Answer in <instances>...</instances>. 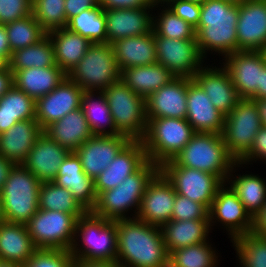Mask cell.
<instances>
[{
  "label": "cell",
  "instance_id": "25",
  "mask_svg": "<svg viewBox=\"0 0 266 267\" xmlns=\"http://www.w3.org/2000/svg\"><path fill=\"white\" fill-rule=\"evenodd\" d=\"M151 7L104 10L107 43L127 37L153 32V17L147 13Z\"/></svg>",
  "mask_w": 266,
  "mask_h": 267
},
{
  "label": "cell",
  "instance_id": "34",
  "mask_svg": "<svg viewBox=\"0 0 266 267\" xmlns=\"http://www.w3.org/2000/svg\"><path fill=\"white\" fill-rule=\"evenodd\" d=\"M174 78L175 76L159 63L125 68L120 74V79L145 99Z\"/></svg>",
  "mask_w": 266,
  "mask_h": 267
},
{
  "label": "cell",
  "instance_id": "57",
  "mask_svg": "<svg viewBox=\"0 0 266 267\" xmlns=\"http://www.w3.org/2000/svg\"><path fill=\"white\" fill-rule=\"evenodd\" d=\"M14 164L0 155V192Z\"/></svg>",
  "mask_w": 266,
  "mask_h": 267
},
{
  "label": "cell",
  "instance_id": "39",
  "mask_svg": "<svg viewBox=\"0 0 266 267\" xmlns=\"http://www.w3.org/2000/svg\"><path fill=\"white\" fill-rule=\"evenodd\" d=\"M39 209L84 215L87 211L74 198L72 193L56 183L43 182L39 189Z\"/></svg>",
  "mask_w": 266,
  "mask_h": 267
},
{
  "label": "cell",
  "instance_id": "6",
  "mask_svg": "<svg viewBox=\"0 0 266 267\" xmlns=\"http://www.w3.org/2000/svg\"><path fill=\"white\" fill-rule=\"evenodd\" d=\"M80 232L85 247L78 249L73 242L70 253L74 260L115 262L117 258L116 220H108L87 211L79 217L75 235ZM84 248V249H83Z\"/></svg>",
  "mask_w": 266,
  "mask_h": 267
},
{
  "label": "cell",
  "instance_id": "61",
  "mask_svg": "<svg viewBox=\"0 0 266 267\" xmlns=\"http://www.w3.org/2000/svg\"><path fill=\"white\" fill-rule=\"evenodd\" d=\"M8 66V62L0 56V70L5 69Z\"/></svg>",
  "mask_w": 266,
  "mask_h": 267
},
{
  "label": "cell",
  "instance_id": "52",
  "mask_svg": "<svg viewBox=\"0 0 266 267\" xmlns=\"http://www.w3.org/2000/svg\"><path fill=\"white\" fill-rule=\"evenodd\" d=\"M99 6V0H65V15L68 21L71 17L79 15L86 9Z\"/></svg>",
  "mask_w": 266,
  "mask_h": 267
},
{
  "label": "cell",
  "instance_id": "45",
  "mask_svg": "<svg viewBox=\"0 0 266 267\" xmlns=\"http://www.w3.org/2000/svg\"><path fill=\"white\" fill-rule=\"evenodd\" d=\"M163 12V13H162ZM159 19L153 20L154 36L172 39H195V28L178 17L169 8L163 10Z\"/></svg>",
  "mask_w": 266,
  "mask_h": 267
},
{
  "label": "cell",
  "instance_id": "49",
  "mask_svg": "<svg viewBox=\"0 0 266 267\" xmlns=\"http://www.w3.org/2000/svg\"><path fill=\"white\" fill-rule=\"evenodd\" d=\"M168 7L182 20L189 23L192 27L196 28L200 21L201 5L186 1V0H170L167 4Z\"/></svg>",
  "mask_w": 266,
  "mask_h": 267
},
{
  "label": "cell",
  "instance_id": "51",
  "mask_svg": "<svg viewBox=\"0 0 266 267\" xmlns=\"http://www.w3.org/2000/svg\"><path fill=\"white\" fill-rule=\"evenodd\" d=\"M99 5L104 10L132 9L156 6L153 0H99Z\"/></svg>",
  "mask_w": 266,
  "mask_h": 267
},
{
  "label": "cell",
  "instance_id": "32",
  "mask_svg": "<svg viewBox=\"0 0 266 267\" xmlns=\"http://www.w3.org/2000/svg\"><path fill=\"white\" fill-rule=\"evenodd\" d=\"M209 228L210 218L166 222L161 231L167 252L206 242Z\"/></svg>",
  "mask_w": 266,
  "mask_h": 267
},
{
  "label": "cell",
  "instance_id": "9",
  "mask_svg": "<svg viewBox=\"0 0 266 267\" xmlns=\"http://www.w3.org/2000/svg\"><path fill=\"white\" fill-rule=\"evenodd\" d=\"M120 74L112 44L92 43L67 77L84 91L103 92L120 80Z\"/></svg>",
  "mask_w": 266,
  "mask_h": 267
},
{
  "label": "cell",
  "instance_id": "58",
  "mask_svg": "<svg viewBox=\"0 0 266 267\" xmlns=\"http://www.w3.org/2000/svg\"><path fill=\"white\" fill-rule=\"evenodd\" d=\"M250 99L255 101L266 99V65L261 69L260 88Z\"/></svg>",
  "mask_w": 266,
  "mask_h": 267
},
{
  "label": "cell",
  "instance_id": "4",
  "mask_svg": "<svg viewBox=\"0 0 266 267\" xmlns=\"http://www.w3.org/2000/svg\"><path fill=\"white\" fill-rule=\"evenodd\" d=\"M41 182L23 164L14 165L0 192L4 219L26 224L39 209Z\"/></svg>",
  "mask_w": 266,
  "mask_h": 267
},
{
  "label": "cell",
  "instance_id": "62",
  "mask_svg": "<svg viewBox=\"0 0 266 267\" xmlns=\"http://www.w3.org/2000/svg\"><path fill=\"white\" fill-rule=\"evenodd\" d=\"M3 221H5V219H4L2 204H1V200H0V223H2Z\"/></svg>",
  "mask_w": 266,
  "mask_h": 267
},
{
  "label": "cell",
  "instance_id": "37",
  "mask_svg": "<svg viewBox=\"0 0 266 267\" xmlns=\"http://www.w3.org/2000/svg\"><path fill=\"white\" fill-rule=\"evenodd\" d=\"M99 94L98 100L95 99L93 91H84L82 96L81 108L89 127L94 135H118L120 133L114 125L106 97L103 92ZM106 125H109L108 131Z\"/></svg>",
  "mask_w": 266,
  "mask_h": 267
},
{
  "label": "cell",
  "instance_id": "13",
  "mask_svg": "<svg viewBox=\"0 0 266 267\" xmlns=\"http://www.w3.org/2000/svg\"><path fill=\"white\" fill-rule=\"evenodd\" d=\"M157 63L162 64L175 77L193 79L202 67L195 39H172L155 36Z\"/></svg>",
  "mask_w": 266,
  "mask_h": 267
},
{
  "label": "cell",
  "instance_id": "1",
  "mask_svg": "<svg viewBox=\"0 0 266 267\" xmlns=\"http://www.w3.org/2000/svg\"><path fill=\"white\" fill-rule=\"evenodd\" d=\"M116 228V262L121 267H169L160 227L138 218H124L116 220Z\"/></svg>",
  "mask_w": 266,
  "mask_h": 267
},
{
  "label": "cell",
  "instance_id": "36",
  "mask_svg": "<svg viewBox=\"0 0 266 267\" xmlns=\"http://www.w3.org/2000/svg\"><path fill=\"white\" fill-rule=\"evenodd\" d=\"M58 66L55 61L54 48L48 35L38 43L12 52L8 67L14 74L18 70L38 67Z\"/></svg>",
  "mask_w": 266,
  "mask_h": 267
},
{
  "label": "cell",
  "instance_id": "8",
  "mask_svg": "<svg viewBox=\"0 0 266 267\" xmlns=\"http://www.w3.org/2000/svg\"><path fill=\"white\" fill-rule=\"evenodd\" d=\"M117 131L131 140H142L147 132L145 98L121 79L103 91Z\"/></svg>",
  "mask_w": 266,
  "mask_h": 267
},
{
  "label": "cell",
  "instance_id": "7",
  "mask_svg": "<svg viewBox=\"0 0 266 267\" xmlns=\"http://www.w3.org/2000/svg\"><path fill=\"white\" fill-rule=\"evenodd\" d=\"M194 134L187 119H147V132L142 139L147 159L160 167L173 160Z\"/></svg>",
  "mask_w": 266,
  "mask_h": 267
},
{
  "label": "cell",
  "instance_id": "44",
  "mask_svg": "<svg viewBox=\"0 0 266 267\" xmlns=\"http://www.w3.org/2000/svg\"><path fill=\"white\" fill-rule=\"evenodd\" d=\"M32 15L46 31L66 28L65 0H32Z\"/></svg>",
  "mask_w": 266,
  "mask_h": 267
},
{
  "label": "cell",
  "instance_id": "2",
  "mask_svg": "<svg viewBox=\"0 0 266 267\" xmlns=\"http://www.w3.org/2000/svg\"><path fill=\"white\" fill-rule=\"evenodd\" d=\"M238 15L239 4L226 0H207L201 5L195 38L203 58L206 50L210 49L225 56L238 51Z\"/></svg>",
  "mask_w": 266,
  "mask_h": 267
},
{
  "label": "cell",
  "instance_id": "11",
  "mask_svg": "<svg viewBox=\"0 0 266 267\" xmlns=\"http://www.w3.org/2000/svg\"><path fill=\"white\" fill-rule=\"evenodd\" d=\"M261 127L257 102L250 98H242L225 116L222 137L227 150L236 162L250 151Z\"/></svg>",
  "mask_w": 266,
  "mask_h": 267
},
{
  "label": "cell",
  "instance_id": "16",
  "mask_svg": "<svg viewBox=\"0 0 266 267\" xmlns=\"http://www.w3.org/2000/svg\"><path fill=\"white\" fill-rule=\"evenodd\" d=\"M130 141L123 134L93 135L75 153L80 158L85 174L95 179Z\"/></svg>",
  "mask_w": 266,
  "mask_h": 267
},
{
  "label": "cell",
  "instance_id": "24",
  "mask_svg": "<svg viewBox=\"0 0 266 267\" xmlns=\"http://www.w3.org/2000/svg\"><path fill=\"white\" fill-rule=\"evenodd\" d=\"M193 80L209 96L213 106L224 116L228 115L242 99L224 67L215 69L202 67L196 72Z\"/></svg>",
  "mask_w": 266,
  "mask_h": 267
},
{
  "label": "cell",
  "instance_id": "14",
  "mask_svg": "<svg viewBox=\"0 0 266 267\" xmlns=\"http://www.w3.org/2000/svg\"><path fill=\"white\" fill-rule=\"evenodd\" d=\"M176 194L172 184L159 171L148 183L135 218L161 228L171 220Z\"/></svg>",
  "mask_w": 266,
  "mask_h": 267
},
{
  "label": "cell",
  "instance_id": "31",
  "mask_svg": "<svg viewBox=\"0 0 266 267\" xmlns=\"http://www.w3.org/2000/svg\"><path fill=\"white\" fill-rule=\"evenodd\" d=\"M67 74L59 66L32 67L13 74V85L37 101L55 89Z\"/></svg>",
  "mask_w": 266,
  "mask_h": 267
},
{
  "label": "cell",
  "instance_id": "64",
  "mask_svg": "<svg viewBox=\"0 0 266 267\" xmlns=\"http://www.w3.org/2000/svg\"><path fill=\"white\" fill-rule=\"evenodd\" d=\"M228 2H232L234 4H242L244 1H247V0H226Z\"/></svg>",
  "mask_w": 266,
  "mask_h": 267
},
{
  "label": "cell",
  "instance_id": "48",
  "mask_svg": "<svg viewBox=\"0 0 266 267\" xmlns=\"http://www.w3.org/2000/svg\"><path fill=\"white\" fill-rule=\"evenodd\" d=\"M32 14V0H0V24H7Z\"/></svg>",
  "mask_w": 266,
  "mask_h": 267
},
{
  "label": "cell",
  "instance_id": "35",
  "mask_svg": "<svg viewBox=\"0 0 266 267\" xmlns=\"http://www.w3.org/2000/svg\"><path fill=\"white\" fill-rule=\"evenodd\" d=\"M36 101L14 85L0 98V134L19 121L35 119Z\"/></svg>",
  "mask_w": 266,
  "mask_h": 267
},
{
  "label": "cell",
  "instance_id": "65",
  "mask_svg": "<svg viewBox=\"0 0 266 267\" xmlns=\"http://www.w3.org/2000/svg\"><path fill=\"white\" fill-rule=\"evenodd\" d=\"M153 1H154L155 5H158V3H160V2H161V4H162V2H163V4H164V2L168 3L170 0H153Z\"/></svg>",
  "mask_w": 266,
  "mask_h": 267
},
{
  "label": "cell",
  "instance_id": "56",
  "mask_svg": "<svg viewBox=\"0 0 266 267\" xmlns=\"http://www.w3.org/2000/svg\"><path fill=\"white\" fill-rule=\"evenodd\" d=\"M72 267H121L116 261H81L74 260Z\"/></svg>",
  "mask_w": 266,
  "mask_h": 267
},
{
  "label": "cell",
  "instance_id": "60",
  "mask_svg": "<svg viewBox=\"0 0 266 267\" xmlns=\"http://www.w3.org/2000/svg\"><path fill=\"white\" fill-rule=\"evenodd\" d=\"M0 267H23V265L13 261L0 260Z\"/></svg>",
  "mask_w": 266,
  "mask_h": 267
},
{
  "label": "cell",
  "instance_id": "41",
  "mask_svg": "<svg viewBox=\"0 0 266 267\" xmlns=\"http://www.w3.org/2000/svg\"><path fill=\"white\" fill-rule=\"evenodd\" d=\"M11 52L38 43L47 32L31 14L5 24Z\"/></svg>",
  "mask_w": 266,
  "mask_h": 267
},
{
  "label": "cell",
  "instance_id": "28",
  "mask_svg": "<svg viewBox=\"0 0 266 267\" xmlns=\"http://www.w3.org/2000/svg\"><path fill=\"white\" fill-rule=\"evenodd\" d=\"M43 133L70 152H75L87 139L94 135L81 107L47 126Z\"/></svg>",
  "mask_w": 266,
  "mask_h": 267
},
{
  "label": "cell",
  "instance_id": "18",
  "mask_svg": "<svg viewBox=\"0 0 266 267\" xmlns=\"http://www.w3.org/2000/svg\"><path fill=\"white\" fill-rule=\"evenodd\" d=\"M238 51H264L266 48V0L239 4L236 26Z\"/></svg>",
  "mask_w": 266,
  "mask_h": 267
},
{
  "label": "cell",
  "instance_id": "46",
  "mask_svg": "<svg viewBox=\"0 0 266 267\" xmlns=\"http://www.w3.org/2000/svg\"><path fill=\"white\" fill-rule=\"evenodd\" d=\"M73 262L68 250L38 249L23 267H72Z\"/></svg>",
  "mask_w": 266,
  "mask_h": 267
},
{
  "label": "cell",
  "instance_id": "20",
  "mask_svg": "<svg viewBox=\"0 0 266 267\" xmlns=\"http://www.w3.org/2000/svg\"><path fill=\"white\" fill-rule=\"evenodd\" d=\"M187 78L175 77L145 99L146 118H180L187 116Z\"/></svg>",
  "mask_w": 266,
  "mask_h": 267
},
{
  "label": "cell",
  "instance_id": "10",
  "mask_svg": "<svg viewBox=\"0 0 266 267\" xmlns=\"http://www.w3.org/2000/svg\"><path fill=\"white\" fill-rule=\"evenodd\" d=\"M61 211L40 210L26 223L33 243L38 249L70 251L76 241V224L79 217Z\"/></svg>",
  "mask_w": 266,
  "mask_h": 267
},
{
  "label": "cell",
  "instance_id": "42",
  "mask_svg": "<svg viewBox=\"0 0 266 267\" xmlns=\"http://www.w3.org/2000/svg\"><path fill=\"white\" fill-rule=\"evenodd\" d=\"M215 254L207 242L179 248L169 253V267H215Z\"/></svg>",
  "mask_w": 266,
  "mask_h": 267
},
{
  "label": "cell",
  "instance_id": "17",
  "mask_svg": "<svg viewBox=\"0 0 266 267\" xmlns=\"http://www.w3.org/2000/svg\"><path fill=\"white\" fill-rule=\"evenodd\" d=\"M223 66L241 98H251L260 88L261 69L266 65L264 51H237L225 56Z\"/></svg>",
  "mask_w": 266,
  "mask_h": 267
},
{
  "label": "cell",
  "instance_id": "38",
  "mask_svg": "<svg viewBox=\"0 0 266 267\" xmlns=\"http://www.w3.org/2000/svg\"><path fill=\"white\" fill-rule=\"evenodd\" d=\"M66 28L94 44L107 43L105 12L100 5L71 17Z\"/></svg>",
  "mask_w": 266,
  "mask_h": 267
},
{
  "label": "cell",
  "instance_id": "53",
  "mask_svg": "<svg viewBox=\"0 0 266 267\" xmlns=\"http://www.w3.org/2000/svg\"><path fill=\"white\" fill-rule=\"evenodd\" d=\"M251 233L266 238V202L262 209L252 218Z\"/></svg>",
  "mask_w": 266,
  "mask_h": 267
},
{
  "label": "cell",
  "instance_id": "26",
  "mask_svg": "<svg viewBox=\"0 0 266 267\" xmlns=\"http://www.w3.org/2000/svg\"><path fill=\"white\" fill-rule=\"evenodd\" d=\"M69 153L67 148L60 146L45 133H42L29 151L28 158L23 165L41 183L52 182L58 174L61 163Z\"/></svg>",
  "mask_w": 266,
  "mask_h": 267
},
{
  "label": "cell",
  "instance_id": "55",
  "mask_svg": "<svg viewBox=\"0 0 266 267\" xmlns=\"http://www.w3.org/2000/svg\"><path fill=\"white\" fill-rule=\"evenodd\" d=\"M13 85V73L7 66L5 69L0 70V98L10 89Z\"/></svg>",
  "mask_w": 266,
  "mask_h": 267
},
{
  "label": "cell",
  "instance_id": "23",
  "mask_svg": "<svg viewBox=\"0 0 266 267\" xmlns=\"http://www.w3.org/2000/svg\"><path fill=\"white\" fill-rule=\"evenodd\" d=\"M53 182L68 189L86 211L95 208L98 195L94 179L85 174L80 158L75 152H70L66 156Z\"/></svg>",
  "mask_w": 266,
  "mask_h": 267
},
{
  "label": "cell",
  "instance_id": "5",
  "mask_svg": "<svg viewBox=\"0 0 266 267\" xmlns=\"http://www.w3.org/2000/svg\"><path fill=\"white\" fill-rule=\"evenodd\" d=\"M158 172L159 166L147 160L136 172L126 177L114 189L101 192L92 212L97 216L113 221L128 218L124 213L128 209H132V206L139 210L146 187Z\"/></svg>",
  "mask_w": 266,
  "mask_h": 267
},
{
  "label": "cell",
  "instance_id": "30",
  "mask_svg": "<svg viewBox=\"0 0 266 267\" xmlns=\"http://www.w3.org/2000/svg\"><path fill=\"white\" fill-rule=\"evenodd\" d=\"M37 250L26 224L0 223V260L25 265Z\"/></svg>",
  "mask_w": 266,
  "mask_h": 267
},
{
  "label": "cell",
  "instance_id": "47",
  "mask_svg": "<svg viewBox=\"0 0 266 267\" xmlns=\"http://www.w3.org/2000/svg\"><path fill=\"white\" fill-rule=\"evenodd\" d=\"M209 218V210L198 202L176 194L171 220H197Z\"/></svg>",
  "mask_w": 266,
  "mask_h": 267
},
{
  "label": "cell",
  "instance_id": "12",
  "mask_svg": "<svg viewBox=\"0 0 266 267\" xmlns=\"http://www.w3.org/2000/svg\"><path fill=\"white\" fill-rule=\"evenodd\" d=\"M159 171L172 184L175 192L203 204L208 210L223 182L214 174L185 166H160Z\"/></svg>",
  "mask_w": 266,
  "mask_h": 267
},
{
  "label": "cell",
  "instance_id": "59",
  "mask_svg": "<svg viewBox=\"0 0 266 267\" xmlns=\"http://www.w3.org/2000/svg\"><path fill=\"white\" fill-rule=\"evenodd\" d=\"M262 126L266 127V99L256 100Z\"/></svg>",
  "mask_w": 266,
  "mask_h": 267
},
{
  "label": "cell",
  "instance_id": "15",
  "mask_svg": "<svg viewBox=\"0 0 266 267\" xmlns=\"http://www.w3.org/2000/svg\"><path fill=\"white\" fill-rule=\"evenodd\" d=\"M84 90L67 76L50 93L36 101L35 119L42 130L81 107Z\"/></svg>",
  "mask_w": 266,
  "mask_h": 267
},
{
  "label": "cell",
  "instance_id": "21",
  "mask_svg": "<svg viewBox=\"0 0 266 267\" xmlns=\"http://www.w3.org/2000/svg\"><path fill=\"white\" fill-rule=\"evenodd\" d=\"M224 183L218 188L216 196L209 209L210 227L212 220L218 218L222 224L228 227L231 238L251 233L252 217L245 210L244 205L229 188H225ZM216 217V218H214Z\"/></svg>",
  "mask_w": 266,
  "mask_h": 267
},
{
  "label": "cell",
  "instance_id": "63",
  "mask_svg": "<svg viewBox=\"0 0 266 267\" xmlns=\"http://www.w3.org/2000/svg\"><path fill=\"white\" fill-rule=\"evenodd\" d=\"M186 1H190V2H193V3L199 4V5H202L207 0H186Z\"/></svg>",
  "mask_w": 266,
  "mask_h": 267
},
{
  "label": "cell",
  "instance_id": "50",
  "mask_svg": "<svg viewBox=\"0 0 266 267\" xmlns=\"http://www.w3.org/2000/svg\"><path fill=\"white\" fill-rule=\"evenodd\" d=\"M266 160V127L262 126L261 129L257 132L253 145L250 151L238 162V164H243L244 162L251 161L256 158Z\"/></svg>",
  "mask_w": 266,
  "mask_h": 267
},
{
  "label": "cell",
  "instance_id": "33",
  "mask_svg": "<svg viewBox=\"0 0 266 267\" xmlns=\"http://www.w3.org/2000/svg\"><path fill=\"white\" fill-rule=\"evenodd\" d=\"M53 48L56 64L68 74L85 55L92 45L87 38L71 32L67 28H59L47 32Z\"/></svg>",
  "mask_w": 266,
  "mask_h": 267
},
{
  "label": "cell",
  "instance_id": "54",
  "mask_svg": "<svg viewBox=\"0 0 266 267\" xmlns=\"http://www.w3.org/2000/svg\"><path fill=\"white\" fill-rule=\"evenodd\" d=\"M11 55L5 24H0V56L8 62Z\"/></svg>",
  "mask_w": 266,
  "mask_h": 267
},
{
  "label": "cell",
  "instance_id": "3",
  "mask_svg": "<svg viewBox=\"0 0 266 267\" xmlns=\"http://www.w3.org/2000/svg\"><path fill=\"white\" fill-rule=\"evenodd\" d=\"M238 162L230 155L222 134L195 133L185 147L161 166H185L216 175L226 183Z\"/></svg>",
  "mask_w": 266,
  "mask_h": 267
},
{
  "label": "cell",
  "instance_id": "19",
  "mask_svg": "<svg viewBox=\"0 0 266 267\" xmlns=\"http://www.w3.org/2000/svg\"><path fill=\"white\" fill-rule=\"evenodd\" d=\"M186 103V119L195 133L222 134L225 116L213 106L203 89L190 78H187Z\"/></svg>",
  "mask_w": 266,
  "mask_h": 267
},
{
  "label": "cell",
  "instance_id": "22",
  "mask_svg": "<svg viewBox=\"0 0 266 267\" xmlns=\"http://www.w3.org/2000/svg\"><path fill=\"white\" fill-rule=\"evenodd\" d=\"M147 160L142 140H131L109 163L108 167L94 179L97 195L103 191L114 189Z\"/></svg>",
  "mask_w": 266,
  "mask_h": 267
},
{
  "label": "cell",
  "instance_id": "40",
  "mask_svg": "<svg viewBox=\"0 0 266 267\" xmlns=\"http://www.w3.org/2000/svg\"><path fill=\"white\" fill-rule=\"evenodd\" d=\"M230 185L238 196L245 210L253 218L266 202V183L256 175H242L236 177Z\"/></svg>",
  "mask_w": 266,
  "mask_h": 267
},
{
  "label": "cell",
  "instance_id": "43",
  "mask_svg": "<svg viewBox=\"0 0 266 267\" xmlns=\"http://www.w3.org/2000/svg\"><path fill=\"white\" fill-rule=\"evenodd\" d=\"M233 241L243 267H266V238L247 233Z\"/></svg>",
  "mask_w": 266,
  "mask_h": 267
},
{
  "label": "cell",
  "instance_id": "27",
  "mask_svg": "<svg viewBox=\"0 0 266 267\" xmlns=\"http://www.w3.org/2000/svg\"><path fill=\"white\" fill-rule=\"evenodd\" d=\"M42 133L43 130L36 119L17 122L0 134V155L14 165L23 164Z\"/></svg>",
  "mask_w": 266,
  "mask_h": 267
},
{
  "label": "cell",
  "instance_id": "29",
  "mask_svg": "<svg viewBox=\"0 0 266 267\" xmlns=\"http://www.w3.org/2000/svg\"><path fill=\"white\" fill-rule=\"evenodd\" d=\"M112 47L120 71L157 63L154 32L119 39Z\"/></svg>",
  "mask_w": 266,
  "mask_h": 267
}]
</instances>
